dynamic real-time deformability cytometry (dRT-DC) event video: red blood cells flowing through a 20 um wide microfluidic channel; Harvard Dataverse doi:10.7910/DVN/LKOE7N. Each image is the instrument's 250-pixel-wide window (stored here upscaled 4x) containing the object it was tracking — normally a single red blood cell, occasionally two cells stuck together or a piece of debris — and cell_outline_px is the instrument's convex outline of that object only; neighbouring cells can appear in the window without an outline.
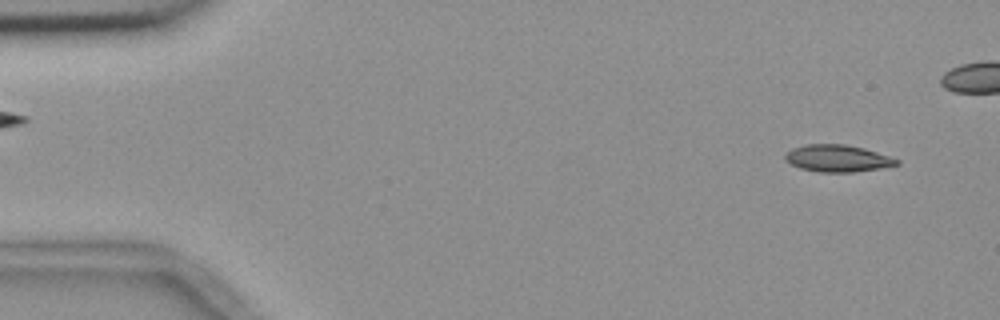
{"species": "common noctule bat (a hibernating species)", "species_latin": "Nyctalus noctula", "temperature_condition": "room temperature", "stored_images_in_passage": 48, "camera_frame_rate_fps": 3000, "um_per_image_px": 0.085, "animal": {"sex": "female", "body_mass_g": 18.4}, "frame": {"image": 1, "passage_image": 3, "time_ms": 0.667, "image_size_px": [1000, 320], "cell_outline_px": [[900, 164], [880, 168], [852, 172], [820, 172], [800, 168], [784, 160], [784, 156], [792, 148], [804, 144], [844, 144], [864, 148], [900, 160]], "centroid_in_image_um": [71.18, 13.45], "position_along_channel_um": 13.8, "area_um2": 17.46}}
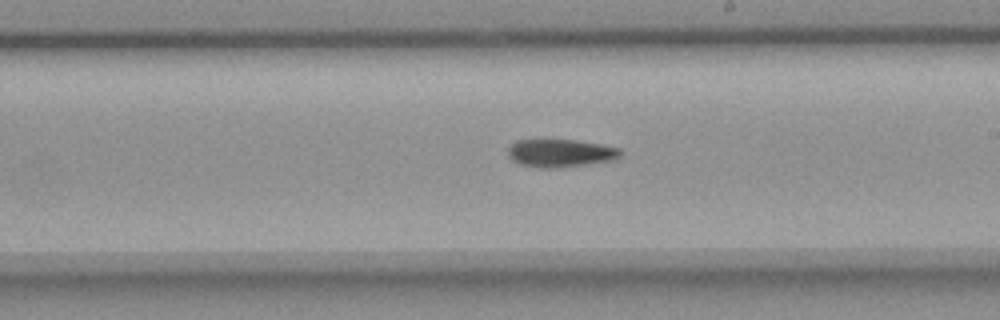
{"frame": {"image": 2, "passage_image": 31, "time_ms": 10.0, "image_size_px": [1000, 320], "cell_outline_px": [[620, 156], [616, 160], [560, 168], [536, 168], [520, 164], [512, 160], [508, 156], [508, 148], [516, 140], [536, 136], [576, 140], [600, 144], [620, 148]], "centroid_in_image_um": [47.57, 12.97], "position_along_channel_um": 241.4, "area_um2": 19.31}}
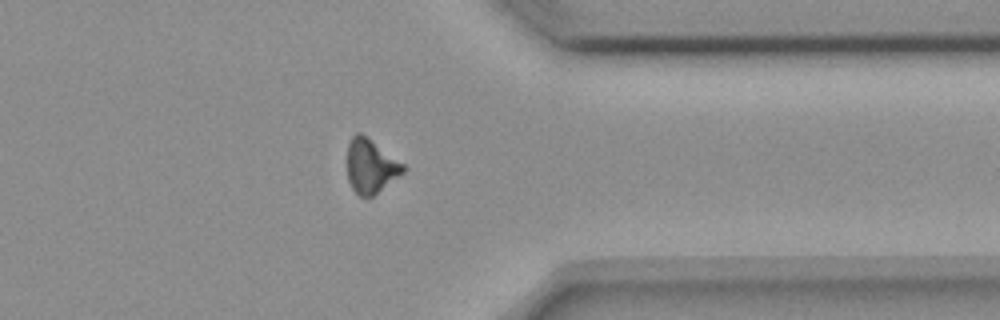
{"frame": {"image": 3, "passage_image": 43, "time_ms": 14.0, "image_size_px": [1000, 320], "cell_outline_px": [[404, 172], [372, 196], [360, 196], [352, 188], [348, 180], [348, 144], [352, 136], [356, 132], [360, 132], [404, 164]], "centroid_in_image_um": [31.49, 14.11], "position_along_channel_um": 379.9, "area_um2": 17.17}, "authors_computed_cell_mechanics": {"area_um2": 18.2359, "velocity_mm_per_s": 3.6618, "shape_relaxation_time_tau1_ms": 7.7806, "shape_relaxation_time_tau2_ms": null, "deformation_change_tau1": 0.172, "deformation_change_tau2": null}}